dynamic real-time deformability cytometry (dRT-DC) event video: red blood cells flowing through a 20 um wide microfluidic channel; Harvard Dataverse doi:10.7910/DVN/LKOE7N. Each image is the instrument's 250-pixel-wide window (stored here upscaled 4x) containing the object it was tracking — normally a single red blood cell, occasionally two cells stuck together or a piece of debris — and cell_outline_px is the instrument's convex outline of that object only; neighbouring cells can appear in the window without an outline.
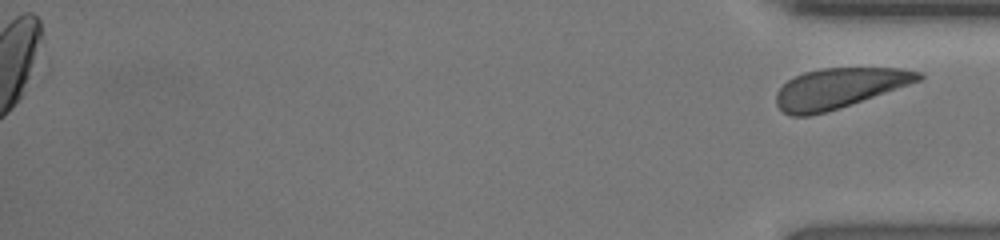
{"species": "human", "species_latin": "Homo sapiens", "temperature_condition": "room temperature", "stored_images_in_passage": 41, "segment_of_instrument_passage": [2, 2], "camera_frame_rate_fps": 3000, "um_per_image_px": 0.085, "donor": {"sex": "female"}, "frame": {"image": 1, "passage_image": 41, "time_ms": 13.333, "image_size_px": [1000, 240], "cell_outline_px": [[924, 80], [828, 112], [808, 116], [792, 116], [784, 112], [776, 104], [776, 92], [788, 80], [804, 72], [820, 68], [900, 68], [920, 72], [924, 76]], "centroid_in_image_um": [71.35, 7.5], "position_along_channel_um": 363.8, "area_um2": 33.41}}